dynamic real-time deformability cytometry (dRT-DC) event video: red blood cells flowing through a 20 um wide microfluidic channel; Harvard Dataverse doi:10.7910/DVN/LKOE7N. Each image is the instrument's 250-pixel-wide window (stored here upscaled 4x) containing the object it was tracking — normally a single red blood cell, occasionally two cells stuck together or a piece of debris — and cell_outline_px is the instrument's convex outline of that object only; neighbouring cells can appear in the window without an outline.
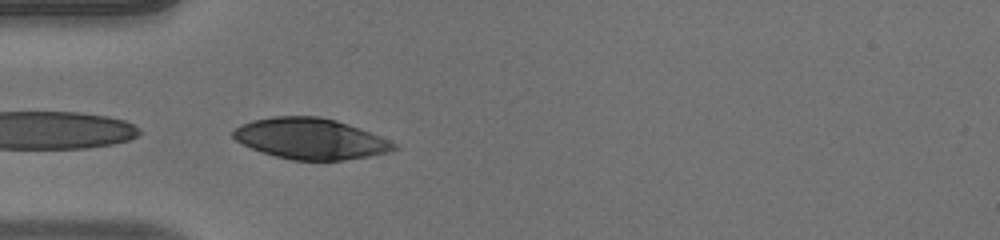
{"species": "human", "species_latin": "Homo sapiens", "temperature_condition": "warm", "stored_images_in_passage": 37, "camera_frame_rate_fps": 3000, "um_per_image_px": 0.085, "donor": {"sex": "male"}, "frame": {"image": 1, "passage_image": 2, "time_ms": 0.333, "image_size_px": [1000, 240], "cell_outline_px": [[400, 148], [392, 152], [344, 160], [292, 160], [276, 156], [252, 148], [236, 140], [232, 136], [232, 132], [240, 124], [252, 120], [276, 116], [320, 116], [336, 120], [360, 128], [388, 140], [396, 144]], "centroid_in_image_um": [26.41, 11.78], "position_along_channel_um": 58.6, "area_um2": 38.15}}
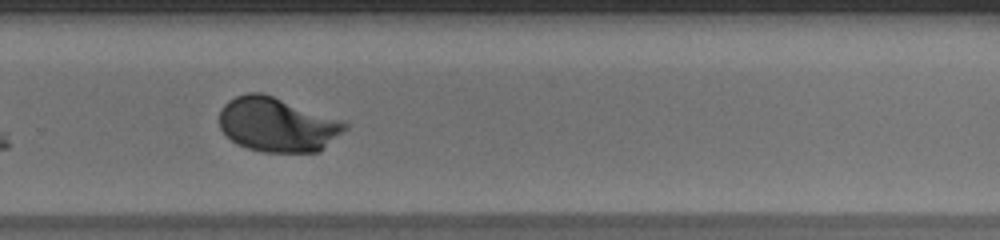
{"frame": {"image": 2, "passage_image": 21, "time_ms": 6.667, "image_size_px": [1000, 240], "cell_outline_px": [[348, 128], [320, 152], [264, 152], [248, 148], [236, 144], [220, 128], [220, 108], [228, 100], [236, 96], [248, 92], [260, 92], [344, 120], [348, 124]], "centroid_in_image_um": [23.6, 10.6], "position_along_channel_um": 306.2, "area_um2": 39.88}}
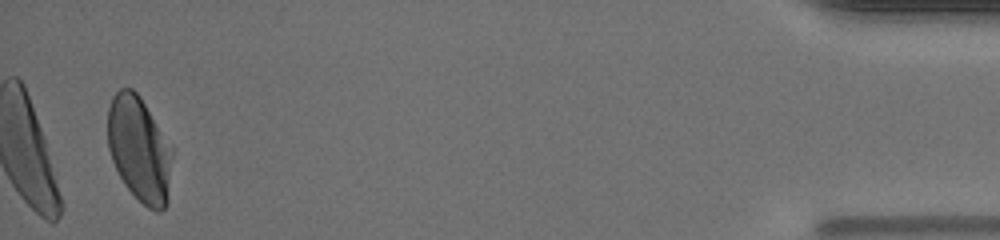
{"frame": {"image": 3, "passage_image": 36, "time_ms": 11.667, "image_size_px": [1000, 240], "cell_outline_px": [[172, 156], [168, 200], [164, 208], [160, 212], [156, 212], [148, 208], [124, 184], [112, 160], [108, 148], [108, 108], [112, 96], [120, 88], [132, 88], [140, 96], [172, 148]], "centroid_in_image_um": [11.84, 12.68], "position_along_channel_um": 423.4, "area_um2": 39.3}, "authors_computed_cell_mechanics": {"area_um2": 39.5352, "velocity_mm_per_s": 3.9784, "shape_relaxation_time_tau1_ms": 2.7284, "shape_relaxation_time_tau2_ms": null, "deformation_change_tau1": 0.1607, "deformation_change_tau2": null}}